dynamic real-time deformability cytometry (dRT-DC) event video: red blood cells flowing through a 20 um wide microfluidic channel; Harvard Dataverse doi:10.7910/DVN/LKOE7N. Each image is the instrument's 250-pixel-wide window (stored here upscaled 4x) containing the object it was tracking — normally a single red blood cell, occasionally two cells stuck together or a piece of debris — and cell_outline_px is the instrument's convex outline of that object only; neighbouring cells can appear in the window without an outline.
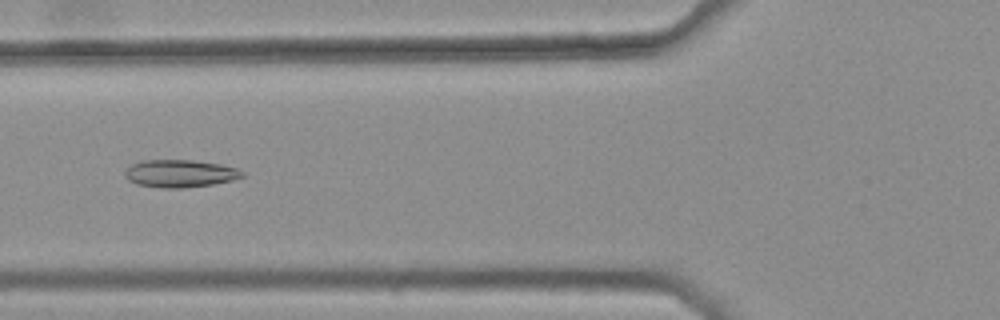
{"species": "common noctule bat (a hibernating species)", "species_latin": "Nyctalus noctula", "temperature_condition": "warm", "stored_images_in_passage": 40, "camera_frame_rate_fps": 3000, "um_per_image_px": 0.085, "animal": {"sex": "female", "body_mass_g": 25.1}, "frame": {"image": 1, "passage_image": 19, "time_ms": 6.0, "image_size_px": [1000, 320], "cell_outline_px": [[244, 176], [232, 180], [212, 184], [184, 188], [160, 188], [136, 184], [128, 180], [124, 176], [124, 172], [132, 164], [140, 160], [192, 160], [220, 164], [236, 168], [244, 172]], "centroid_in_image_um": [15.27, 14.75], "position_along_channel_um": 110.5, "area_um2": 18.9}}
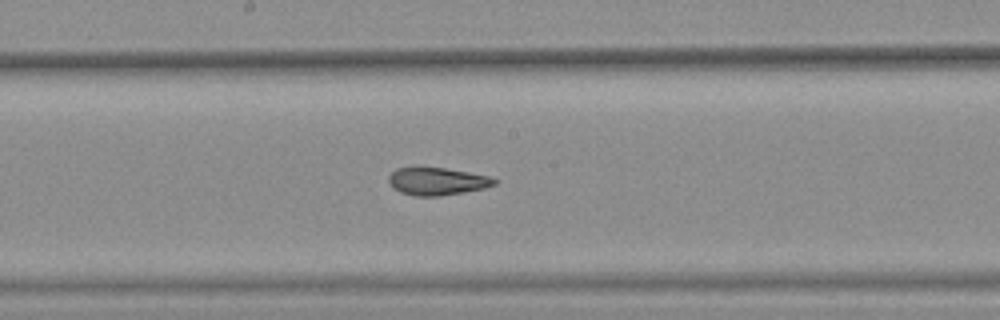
{"frame": {"image": 2, "passage_image": 27, "time_ms": 8.667, "image_size_px": [1000, 320], "cell_outline_px": [[496, 184], [484, 188], [464, 192], [440, 196], [416, 196], [400, 192], [392, 188], [388, 180], [388, 176], [396, 168], [412, 164], [444, 168], [468, 172], [488, 176], [496, 180]], "centroid_in_image_um": [37.06, 15.37], "position_along_channel_um": 211.1, "area_um2": 17.51}}
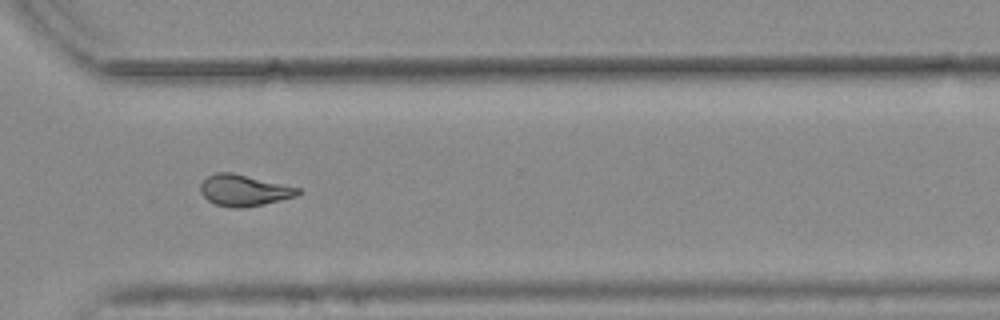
{"frame": {"image": 3, "passage_image": 38, "time_ms": 12.333, "image_size_px": [1000, 320], "cell_outline_px": [[300, 192], [296, 196], [264, 204], [244, 208], [232, 208], [216, 204], [208, 200], [200, 192], [200, 184], [208, 176], [216, 172], [232, 172], [300, 188]], "centroid_in_image_um": [20.72, 16.18], "position_along_channel_um": 349.9, "area_um2": 17.69}, "authors_computed_cell_mechanics": {"area_um2": 18.3804, "velocity_mm_per_s": 3.7754, "shape_relaxation_time_tau1_ms": null, "shape_relaxation_time_tau2_ms": 2.8845, "deformation_change_tau1": null, "deformation_change_tau2": 0.1006}}